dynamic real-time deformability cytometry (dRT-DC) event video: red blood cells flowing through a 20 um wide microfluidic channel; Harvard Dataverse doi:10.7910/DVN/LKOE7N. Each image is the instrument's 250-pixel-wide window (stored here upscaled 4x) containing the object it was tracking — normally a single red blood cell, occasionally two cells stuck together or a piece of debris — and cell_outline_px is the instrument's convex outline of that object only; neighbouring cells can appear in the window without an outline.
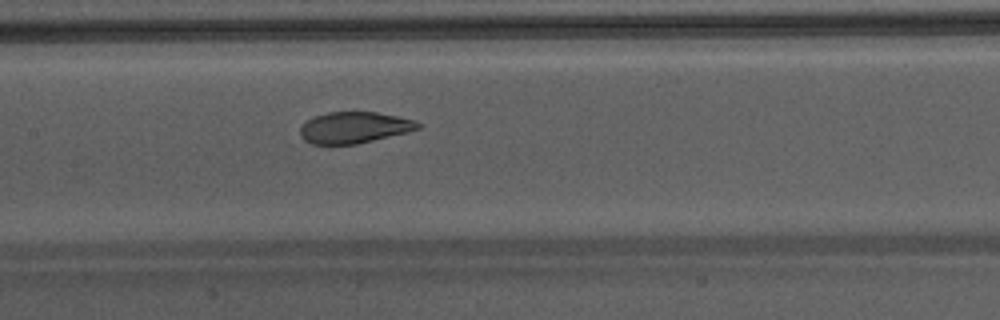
{"species": "Egyptian fruit bat (a non-hibernating species)", "species_latin": "Rousettus aegyptiacus", "temperature_condition": "warm", "stored_images_in_passage": 41, "camera_frame_rate_fps": 3000, "um_per_image_px": 0.085, "animal": {"sex": "male"}, "frame": {"image": 1, "passage_image": 18, "time_ms": 5.667, "image_size_px": [1000, 320], "cell_outline_px": [[424, 124], [420, 128], [408, 132], [356, 144], [312, 144], [304, 140], [300, 136], [300, 128], [308, 120], [316, 116], [328, 112], [376, 112], [416, 120]], "centroid_in_image_um": [30.14, 10.84], "position_along_channel_um": 177.3, "area_um2": 21.44}, "authors_computed_cell_mechanics": {"area_um2": 23.698, "velocity_mm_per_s": 4.3013, "shape_relaxation_time_tau1_ms": 5.8853, "shape_relaxation_time_tau2_ms": null, "deformation_change_tau1": 0.2221, "deformation_change_tau2": null}}